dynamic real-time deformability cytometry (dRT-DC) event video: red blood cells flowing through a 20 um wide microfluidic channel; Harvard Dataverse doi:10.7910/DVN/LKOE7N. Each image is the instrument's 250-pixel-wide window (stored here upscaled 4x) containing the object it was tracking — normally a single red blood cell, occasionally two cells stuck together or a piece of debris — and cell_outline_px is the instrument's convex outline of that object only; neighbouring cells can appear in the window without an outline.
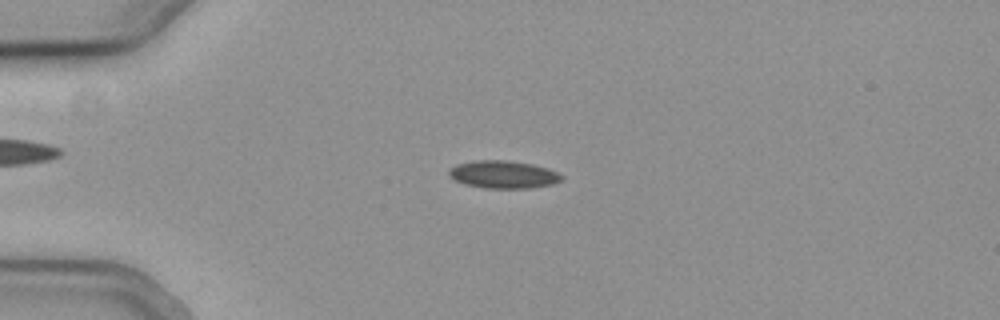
{"species": "common noctule bat (a hibernating species)", "species_latin": "Nyctalus noctula", "temperature_condition": "cold", "stored_images_in_passage": 55, "camera_frame_rate_fps": 3000, "um_per_image_px": 0.085, "animal": {"sex": "female", "body_mass_g": 19.3, "forearm_length_mm": 54.1}, "frame": {"image": 1, "passage_image": 14, "time_ms": 4.333, "image_size_px": [1000, 320], "cell_outline_px": [[564, 176], [560, 180], [552, 184], [528, 188], [484, 188], [464, 184], [448, 176], [448, 168], [456, 164], [472, 160], [508, 160], [532, 164], [548, 168]], "centroid_in_image_um": [42.73, 14.82], "position_along_channel_um": 42.3, "area_um2": 18.26}}
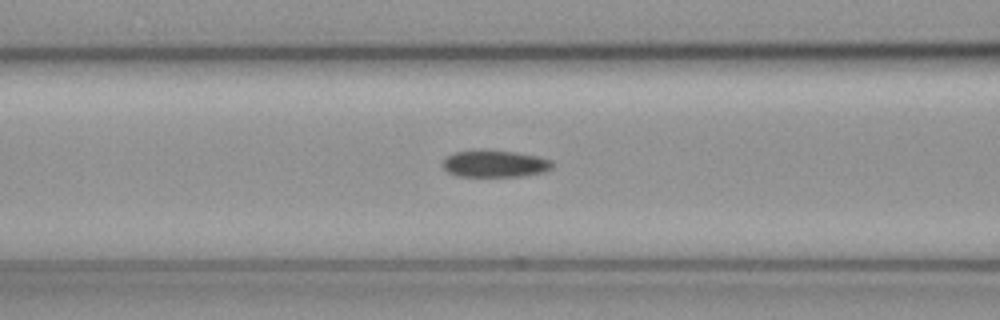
{"frame": {"image": 2, "passage_image": 23, "time_ms": 7.333, "image_size_px": [1000, 320], "cell_outline_px": [[552, 168], [544, 172], [520, 176], [456, 176], [448, 172], [440, 164], [452, 152], [516, 152], [536, 156], [552, 160]], "centroid_in_image_um": [42.06, 13.95], "position_along_channel_um": 124.5, "area_um2": 16.65}}
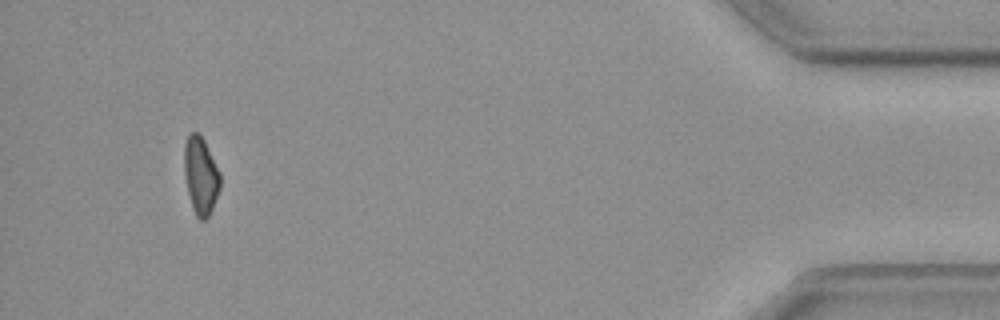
{"frame": {"image": 3, "passage_image": 52, "time_ms": 17.0, "image_size_px": [1000, 320], "cell_outline_px": [[220, 188], [212, 208], [208, 216], [204, 220], [200, 220], [196, 216], [192, 208], [188, 192], [184, 172], [184, 144], [188, 136], [192, 132], [200, 132], [220, 172]], "centroid_in_image_um": [17.05, 14.91], "position_along_channel_um": 418.1, "area_um2": 16.18}}